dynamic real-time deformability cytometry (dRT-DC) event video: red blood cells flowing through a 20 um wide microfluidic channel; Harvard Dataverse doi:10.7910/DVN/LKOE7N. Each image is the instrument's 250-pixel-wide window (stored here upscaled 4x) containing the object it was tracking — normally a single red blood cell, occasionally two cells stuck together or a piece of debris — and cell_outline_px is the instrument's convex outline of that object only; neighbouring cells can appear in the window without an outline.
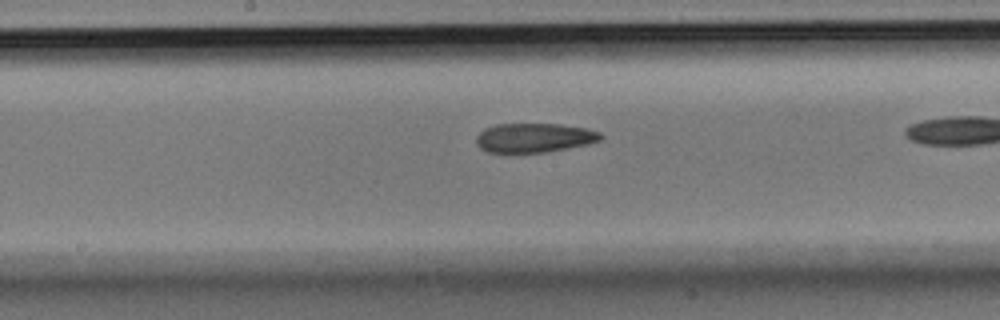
{"species": "Egyptian fruit bat (a non-hibernating species)", "species_latin": "Rousettus aegyptiacus", "temperature_condition": "room temperature", "stored_images_in_passage": 22, "camera_frame_rate_fps": 3000, "um_per_image_px": 0.085, "animal": {"sex": "male"}, "frame": {"image": 1, "passage_image": 13, "time_ms": 4.0, "image_size_px": [1000, 320], "cell_outline_px": [[604, 136], [600, 140], [588, 144], [548, 152], [488, 152], [480, 148], [476, 144], [476, 136], [484, 128], [496, 124], [560, 124], [584, 128], [600, 132]], "centroid_in_image_um": [45.4, 11.71], "position_along_channel_um": 202.8, "area_um2": 21.21}}